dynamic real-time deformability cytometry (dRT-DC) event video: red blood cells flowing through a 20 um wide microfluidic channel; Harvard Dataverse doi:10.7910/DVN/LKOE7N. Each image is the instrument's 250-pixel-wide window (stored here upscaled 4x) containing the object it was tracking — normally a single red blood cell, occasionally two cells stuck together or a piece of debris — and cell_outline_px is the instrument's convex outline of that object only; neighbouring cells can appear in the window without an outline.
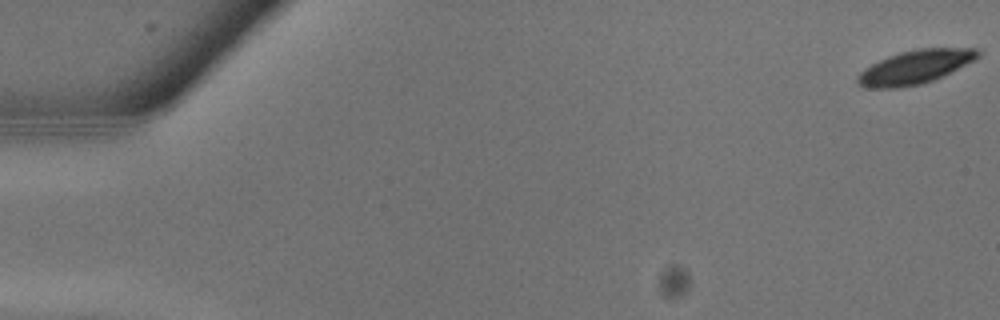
{"species": "common noctule bat (a hibernating species)", "species_latin": "Nyctalus noctula", "temperature_condition": "warm", "stored_images_in_passage": 11, "camera_frame_rate_fps": 3000, "um_per_image_px": 0.085, "animal": {"sex": "male", "body_mass_g": 13.3}, "frame": {"image": 1, "passage_image": 1, "time_ms": 0.0, "image_size_px": [1000, 320], "cell_outline_px": [[980, 56], [932, 80], [920, 84], [896, 88], [864, 88], [856, 84], [856, 76], [864, 68], [888, 56], [900, 52], [916, 48], [980, 48]], "centroid_in_image_um": [77.7, 5.69], "position_along_channel_um": 7.3, "area_um2": 23.35}}
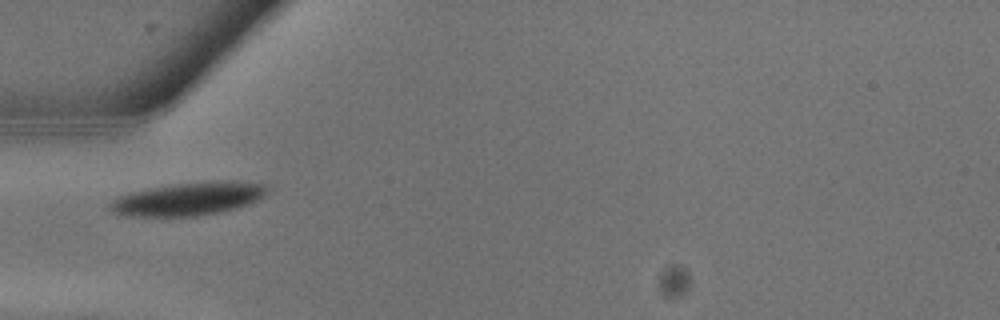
{"frame": {"image": 2, "passage_image": 10, "time_ms": 3.0, "image_size_px": [1000, 320], "cell_outline_px": [[268, 184], [264, 196], [248, 204], [236, 208], [220, 212], [196, 216], [124, 216], [112, 212], [108, 208], [108, 204], [112, 200], [120, 196], [132, 192], [176, 184], [212, 180], [228, 180]], "centroid_in_image_um": [16.02, 16.9], "position_along_channel_um": 69.0, "area_um2": 30.23}}